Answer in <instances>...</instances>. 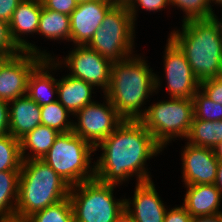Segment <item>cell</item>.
Instances as JSON below:
<instances>
[{"label":"cell","mask_w":222,"mask_h":222,"mask_svg":"<svg viewBox=\"0 0 222 222\" xmlns=\"http://www.w3.org/2000/svg\"><path fill=\"white\" fill-rule=\"evenodd\" d=\"M169 37L184 52L200 82L222 74V22L217 15L183 21L181 31L173 30Z\"/></svg>","instance_id":"obj_3"},{"label":"cell","mask_w":222,"mask_h":222,"mask_svg":"<svg viewBox=\"0 0 222 222\" xmlns=\"http://www.w3.org/2000/svg\"><path fill=\"white\" fill-rule=\"evenodd\" d=\"M9 134V102L0 99V136Z\"/></svg>","instance_id":"obj_36"},{"label":"cell","mask_w":222,"mask_h":222,"mask_svg":"<svg viewBox=\"0 0 222 222\" xmlns=\"http://www.w3.org/2000/svg\"><path fill=\"white\" fill-rule=\"evenodd\" d=\"M22 50L12 40L9 23L0 20V54L1 55H17Z\"/></svg>","instance_id":"obj_30"},{"label":"cell","mask_w":222,"mask_h":222,"mask_svg":"<svg viewBox=\"0 0 222 222\" xmlns=\"http://www.w3.org/2000/svg\"><path fill=\"white\" fill-rule=\"evenodd\" d=\"M20 170L0 172V220L15 215Z\"/></svg>","instance_id":"obj_24"},{"label":"cell","mask_w":222,"mask_h":222,"mask_svg":"<svg viewBox=\"0 0 222 222\" xmlns=\"http://www.w3.org/2000/svg\"><path fill=\"white\" fill-rule=\"evenodd\" d=\"M215 156L219 161H222V141L214 148Z\"/></svg>","instance_id":"obj_41"},{"label":"cell","mask_w":222,"mask_h":222,"mask_svg":"<svg viewBox=\"0 0 222 222\" xmlns=\"http://www.w3.org/2000/svg\"><path fill=\"white\" fill-rule=\"evenodd\" d=\"M115 5L113 0H92L79 3L69 15L71 42L74 46L88 45L106 14Z\"/></svg>","instance_id":"obj_13"},{"label":"cell","mask_w":222,"mask_h":222,"mask_svg":"<svg viewBox=\"0 0 222 222\" xmlns=\"http://www.w3.org/2000/svg\"><path fill=\"white\" fill-rule=\"evenodd\" d=\"M215 185L218 187L222 195V161H219V164L217 167Z\"/></svg>","instance_id":"obj_39"},{"label":"cell","mask_w":222,"mask_h":222,"mask_svg":"<svg viewBox=\"0 0 222 222\" xmlns=\"http://www.w3.org/2000/svg\"><path fill=\"white\" fill-rule=\"evenodd\" d=\"M95 87L87 82L64 75L57 81V100L72 114L81 110L85 105L94 102L92 93Z\"/></svg>","instance_id":"obj_20"},{"label":"cell","mask_w":222,"mask_h":222,"mask_svg":"<svg viewBox=\"0 0 222 222\" xmlns=\"http://www.w3.org/2000/svg\"><path fill=\"white\" fill-rule=\"evenodd\" d=\"M95 148L73 131L60 133L42 159L70 186L95 179Z\"/></svg>","instance_id":"obj_5"},{"label":"cell","mask_w":222,"mask_h":222,"mask_svg":"<svg viewBox=\"0 0 222 222\" xmlns=\"http://www.w3.org/2000/svg\"><path fill=\"white\" fill-rule=\"evenodd\" d=\"M194 117L204 121L222 120V105L212 101L200 89L193 96Z\"/></svg>","instance_id":"obj_29"},{"label":"cell","mask_w":222,"mask_h":222,"mask_svg":"<svg viewBox=\"0 0 222 222\" xmlns=\"http://www.w3.org/2000/svg\"><path fill=\"white\" fill-rule=\"evenodd\" d=\"M186 140L194 146L214 149L222 141V120L204 121L194 117Z\"/></svg>","instance_id":"obj_23"},{"label":"cell","mask_w":222,"mask_h":222,"mask_svg":"<svg viewBox=\"0 0 222 222\" xmlns=\"http://www.w3.org/2000/svg\"><path fill=\"white\" fill-rule=\"evenodd\" d=\"M41 9V0H22L13 12L9 22L10 34L12 40L22 51L37 54L43 58H52V54L46 52L47 50L41 51V49H38L39 47L24 39L25 34L28 36V34L34 35L33 33H37Z\"/></svg>","instance_id":"obj_15"},{"label":"cell","mask_w":222,"mask_h":222,"mask_svg":"<svg viewBox=\"0 0 222 222\" xmlns=\"http://www.w3.org/2000/svg\"><path fill=\"white\" fill-rule=\"evenodd\" d=\"M169 98L145 107L140 119L163 149L176 138H187L194 118L193 99Z\"/></svg>","instance_id":"obj_6"},{"label":"cell","mask_w":222,"mask_h":222,"mask_svg":"<svg viewBox=\"0 0 222 222\" xmlns=\"http://www.w3.org/2000/svg\"><path fill=\"white\" fill-rule=\"evenodd\" d=\"M135 25L129 9L115 5L87 46L112 62L128 59L135 55Z\"/></svg>","instance_id":"obj_8"},{"label":"cell","mask_w":222,"mask_h":222,"mask_svg":"<svg viewBox=\"0 0 222 222\" xmlns=\"http://www.w3.org/2000/svg\"><path fill=\"white\" fill-rule=\"evenodd\" d=\"M58 69L60 67L52 58H44L31 72L28 79L27 95L39 106L57 101L58 79L53 76L52 71L54 70L56 73L55 71Z\"/></svg>","instance_id":"obj_17"},{"label":"cell","mask_w":222,"mask_h":222,"mask_svg":"<svg viewBox=\"0 0 222 222\" xmlns=\"http://www.w3.org/2000/svg\"><path fill=\"white\" fill-rule=\"evenodd\" d=\"M0 222H31L28 217H20L13 215L4 219H1Z\"/></svg>","instance_id":"obj_40"},{"label":"cell","mask_w":222,"mask_h":222,"mask_svg":"<svg viewBox=\"0 0 222 222\" xmlns=\"http://www.w3.org/2000/svg\"><path fill=\"white\" fill-rule=\"evenodd\" d=\"M181 152L182 178L186 185L215 184L219 160L214 149L186 142Z\"/></svg>","instance_id":"obj_14"},{"label":"cell","mask_w":222,"mask_h":222,"mask_svg":"<svg viewBox=\"0 0 222 222\" xmlns=\"http://www.w3.org/2000/svg\"><path fill=\"white\" fill-rule=\"evenodd\" d=\"M40 108L42 125L56 129L60 133L72 131L74 120L69 118L72 114L58 100Z\"/></svg>","instance_id":"obj_25"},{"label":"cell","mask_w":222,"mask_h":222,"mask_svg":"<svg viewBox=\"0 0 222 222\" xmlns=\"http://www.w3.org/2000/svg\"><path fill=\"white\" fill-rule=\"evenodd\" d=\"M59 134L60 132L56 129L42 124L27 133L20 139L21 156L23 161L43 159ZM27 150L30 152H27Z\"/></svg>","instance_id":"obj_21"},{"label":"cell","mask_w":222,"mask_h":222,"mask_svg":"<svg viewBox=\"0 0 222 222\" xmlns=\"http://www.w3.org/2000/svg\"><path fill=\"white\" fill-rule=\"evenodd\" d=\"M116 5L128 7L134 0H113Z\"/></svg>","instance_id":"obj_42"},{"label":"cell","mask_w":222,"mask_h":222,"mask_svg":"<svg viewBox=\"0 0 222 222\" xmlns=\"http://www.w3.org/2000/svg\"><path fill=\"white\" fill-rule=\"evenodd\" d=\"M70 185L42 159L22 162L15 215L29 217L69 197Z\"/></svg>","instance_id":"obj_4"},{"label":"cell","mask_w":222,"mask_h":222,"mask_svg":"<svg viewBox=\"0 0 222 222\" xmlns=\"http://www.w3.org/2000/svg\"><path fill=\"white\" fill-rule=\"evenodd\" d=\"M210 1V4H211V7L213 6V4H217L218 6L220 5V7L222 6V0H209Z\"/></svg>","instance_id":"obj_44"},{"label":"cell","mask_w":222,"mask_h":222,"mask_svg":"<svg viewBox=\"0 0 222 222\" xmlns=\"http://www.w3.org/2000/svg\"><path fill=\"white\" fill-rule=\"evenodd\" d=\"M170 5L182 10L185 14L182 22L190 19H208L215 17V11L209 0H169Z\"/></svg>","instance_id":"obj_28"},{"label":"cell","mask_w":222,"mask_h":222,"mask_svg":"<svg viewBox=\"0 0 222 222\" xmlns=\"http://www.w3.org/2000/svg\"><path fill=\"white\" fill-rule=\"evenodd\" d=\"M116 186L97 179L70 186L75 222H114L125 208V197L114 198Z\"/></svg>","instance_id":"obj_7"},{"label":"cell","mask_w":222,"mask_h":222,"mask_svg":"<svg viewBox=\"0 0 222 222\" xmlns=\"http://www.w3.org/2000/svg\"><path fill=\"white\" fill-rule=\"evenodd\" d=\"M164 49V72L166 91L170 97L193 99L200 81L193 74L184 52L168 37Z\"/></svg>","instance_id":"obj_11"},{"label":"cell","mask_w":222,"mask_h":222,"mask_svg":"<svg viewBox=\"0 0 222 222\" xmlns=\"http://www.w3.org/2000/svg\"><path fill=\"white\" fill-rule=\"evenodd\" d=\"M41 108L28 95L9 102V134L20 140L41 125Z\"/></svg>","instance_id":"obj_18"},{"label":"cell","mask_w":222,"mask_h":222,"mask_svg":"<svg viewBox=\"0 0 222 222\" xmlns=\"http://www.w3.org/2000/svg\"><path fill=\"white\" fill-rule=\"evenodd\" d=\"M132 198H125V209L135 222H164L168 207L164 205L153 180L136 183Z\"/></svg>","instance_id":"obj_16"},{"label":"cell","mask_w":222,"mask_h":222,"mask_svg":"<svg viewBox=\"0 0 222 222\" xmlns=\"http://www.w3.org/2000/svg\"><path fill=\"white\" fill-rule=\"evenodd\" d=\"M58 58V59H57ZM64 59L52 57L53 61L61 68H68V75L81 79L88 84L100 88L103 94L109 87L111 67L113 62L95 50L85 46H74ZM64 64V66H62Z\"/></svg>","instance_id":"obj_10"},{"label":"cell","mask_w":222,"mask_h":222,"mask_svg":"<svg viewBox=\"0 0 222 222\" xmlns=\"http://www.w3.org/2000/svg\"><path fill=\"white\" fill-rule=\"evenodd\" d=\"M22 162L20 140L10 134L0 136V172L20 170Z\"/></svg>","instance_id":"obj_26"},{"label":"cell","mask_w":222,"mask_h":222,"mask_svg":"<svg viewBox=\"0 0 222 222\" xmlns=\"http://www.w3.org/2000/svg\"><path fill=\"white\" fill-rule=\"evenodd\" d=\"M199 89L212 101L222 105V74L200 82Z\"/></svg>","instance_id":"obj_32"},{"label":"cell","mask_w":222,"mask_h":222,"mask_svg":"<svg viewBox=\"0 0 222 222\" xmlns=\"http://www.w3.org/2000/svg\"><path fill=\"white\" fill-rule=\"evenodd\" d=\"M22 0H0V20L10 22L13 12Z\"/></svg>","instance_id":"obj_35"},{"label":"cell","mask_w":222,"mask_h":222,"mask_svg":"<svg viewBox=\"0 0 222 222\" xmlns=\"http://www.w3.org/2000/svg\"><path fill=\"white\" fill-rule=\"evenodd\" d=\"M28 218L31 222H75L69 197L33 213Z\"/></svg>","instance_id":"obj_27"},{"label":"cell","mask_w":222,"mask_h":222,"mask_svg":"<svg viewBox=\"0 0 222 222\" xmlns=\"http://www.w3.org/2000/svg\"><path fill=\"white\" fill-rule=\"evenodd\" d=\"M146 62L135 54L112 64L110 84L104 96L124 120H140L147 110L142 107L149 96L161 88V77Z\"/></svg>","instance_id":"obj_2"},{"label":"cell","mask_w":222,"mask_h":222,"mask_svg":"<svg viewBox=\"0 0 222 222\" xmlns=\"http://www.w3.org/2000/svg\"><path fill=\"white\" fill-rule=\"evenodd\" d=\"M88 1H92V0H76V2L79 3H83V2H88Z\"/></svg>","instance_id":"obj_45"},{"label":"cell","mask_w":222,"mask_h":222,"mask_svg":"<svg viewBox=\"0 0 222 222\" xmlns=\"http://www.w3.org/2000/svg\"><path fill=\"white\" fill-rule=\"evenodd\" d=\"M11 56H13V55H1L0 54V66L8 57H11Z\"/></svg>","instance_id":"obj_43"},{"label":"cell","mask_w":222,"mask_h":222,"mask_svg":"<svg viewBox=\"0 0 222 222\" xmlns=\"http://www.w3.org/2000/svg\"><path fill=\"white\" fill-rule=\"evenodd\" d=\"M114 222H135L132 215L124 208V210L116 217Z\"/></svg>","instance_id":"obj_38"},{"label":"cell","mask_w":222,"mask_h":222,"mask_svg":"<svg viewBox=\"0 0 222 222\" xmlns=\"http://www.w3.org/2000/svg\"><path fill=\"white\" fill-rule=\"evenodd\" d=\"M43 59L26 51L8 57L0 66V99L10 102L27 95L29 76Z\"/></svg>","instance_id":"obj_12"},{"label":"cell","mask_w":222,"mask_h":222,"mask_svg":"<svg viewBox=\"0 0 222 222\" xmlns=\"http://www.w3.org/2000/svg\"><path fill=\"white\" fill-rule=\"evenodd\" d=\"M166 6H170L169 0H134L127 8L135 22L138 15L137 11L141 8L154 13L161 11L162 9L164 10Z\"/></svg>","instance_id":"obj_31"},{"label":"cell","mask_w":222,"mask_h":222,"mask_svg":"<svg viewBox=\"0 0 222 222\" xmlns=\"http://www.w3.org/2000/svg\"><path fill=\"white\" fill-rule=\"evenodd\" d=\"M191 215L187 212V210L181 206H175L171 209H167L164 222H190Z\"/></svg>","instance_id":"obj_34"},{"label":"cell","mask_w":222,"mask_h":222,"mask_svg":"<svg viewBox=\"0 0 222 222\" xmlns=\"http://www.w3.org/2000/svg\"><path fill=\"white\" fill-rule=\"evenodd\" d=\"M44 8L70 15L76 8L78 3L76 0H41Z\"/></svg>","instance_id":"obj_33"},{"label":"cell","mask_w":222,"mask_h":222,"mask_svg":"<svg viewBox=\"0 0 222 222\" xmlns=\"http://www.w3.org/2000/svg\"><path fill=\"white\" fill-rule=\"evenodd\" d=\"M182 206L191 217L211 216L222 213V195L215 184L186 185ZM220 208V210H219Z\"/></svg>","instance_id":"obj_19"},{"label":"cell","mask_w":222,"mask_h":222,"mask_svg":"<svg viewBox=\"0 0 222 222\" xmlns=\"http://www.w3.org/2000/svg\"><path fill=\"white\" fill-rule=\"evenodd\" d=\"M37 34L54 41L71 42L70 16L46 9L42 5Z\"/></svg>","instance_id":"obj_22"},{"label":"cell","mask_w":222,"mask_h":222,"mask_svg":"<svg viewBox=\"0 0 222 222\" xmlns=\"http://www.w3.org/2000/svg\"><path fill=\"white\" fill-rule=\"evenodd\" d=\"M103 99L106 104L94 101L73 115L78 122L73 121L72 131L94 148L124 121L109 99Z\"/></svg>","instance_id":"obj_9"},{"label":"cell","mask_w":222,"mask_h":222,"mask_svg":"<svg viewBox=\"0 0 222 222\" xmlns=\"http://www.w3.org/2000/svg\"><path fill=\"white\" fill-rule=\"evenodd\" d=\"M190 222H222V213L211 215V216L191 217Z\"/></svg>","instance_id":"obj_37"},{"label":"cell","mask_w":222,"mask_h":222,"mask_svg":"<svg viewBox=\"0 0 222 222\" xmlns=\"http://www.w3.org/2000/svg\"><path fill=\"white\" fill-rule=\"evenodd\" d=\"M98 148L102 154L92 162L95 179L116 185L135 176L136 183L152 180L147 161L164 150L140 120H124Z\"/></svg>","instance_id":"obj_1"}]
</instances>
